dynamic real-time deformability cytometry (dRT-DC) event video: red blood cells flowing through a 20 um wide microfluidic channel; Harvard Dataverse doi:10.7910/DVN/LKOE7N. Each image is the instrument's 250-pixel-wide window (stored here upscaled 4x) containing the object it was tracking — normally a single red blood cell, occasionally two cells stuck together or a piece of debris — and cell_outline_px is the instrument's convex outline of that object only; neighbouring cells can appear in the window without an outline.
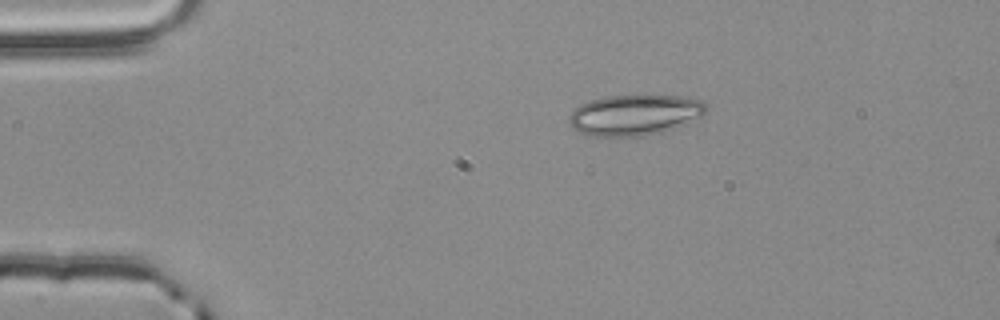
{"species": "common noctule bat (a hibernating species)", "species_latin": "Nyctalus noctula", "temperature_condition": "room temperature", "stored_images_in_passage": 45, "camera_frame_rate_fps": 3000, "um_per_image_px": 0.085, "animal": {"sex": "male", "body_mass_g": 20.4}, "frame": {"image": 1, "passage_image": 1, "time_ms": 0.0, "image_size_px": [1000, 320], "cell_outline_px": [[708, 108], [704, 116], [684, 124], [660, 132], [644, 136], [608, 140], [576, 132], [568, 124], [568, 116], [580, 104], [604, 96], [680, 96], [704, 100]], "centroid_in_image_um": [53.9, 9.82], "position_along_channel_um": 31.1, "area_um2": 33.41}}
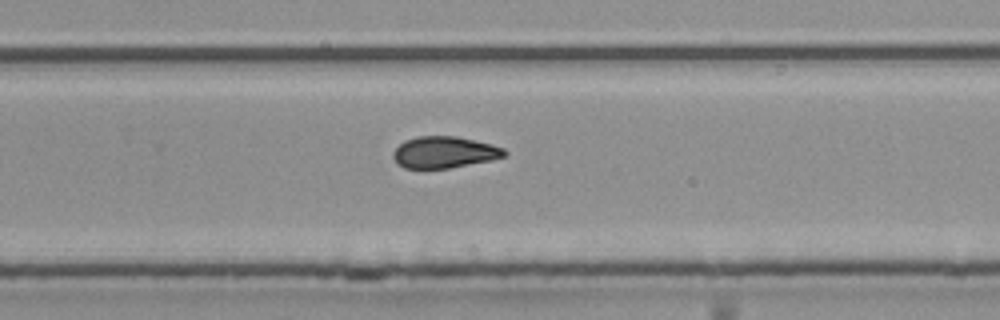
{"frame": {"image": 2, "passage_image": 26, "time_ms": 8.333, "image_size_px": [1000, 320], "cell_outline_px": [[508, 152], [504, 156], [492, 160], [448, 168], [404, 168], [396, 164], [392, 156], [392, 152], [404, 140], [416, 136], [456, 136], [492, 144], [504, 148]], "centroid_in_image_um": [37.74, 12.94], "position_along_channel_um": 292.1, "area_um2": 20.58}}
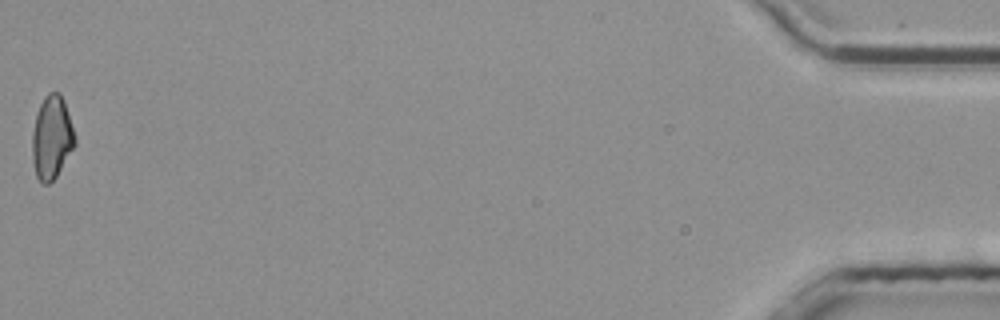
{"frame": {"image": 3, "passage_image": 45, "time_ms": 14.667, "image_size_px": [1000, 320], "cell_outline_px": [[76, 144], [56, 176], [48, 184], [44, 184], [36, 176], [32, 160], [32, 132], [36, 116], [40, 104], [44, 96], [48, 92], [60, 92], [64, 100], [76, 136]], "centroid_in_image_um": [4.4, 11.67], "position_along_channel_um": 430.8, "area_um2": 20.75}, "authors_computed_cell_mechanics": {"area_um2": 20.8658, "velocity_mm_per_s": 3.819, "shape_relaxation_time_tau1_ms": 8.3108, "shape_relaxation_time_tau2_ms": 3.2015, "deformation_change_tau1": 0.1698, "deformation_change_tau2": 0.101}}